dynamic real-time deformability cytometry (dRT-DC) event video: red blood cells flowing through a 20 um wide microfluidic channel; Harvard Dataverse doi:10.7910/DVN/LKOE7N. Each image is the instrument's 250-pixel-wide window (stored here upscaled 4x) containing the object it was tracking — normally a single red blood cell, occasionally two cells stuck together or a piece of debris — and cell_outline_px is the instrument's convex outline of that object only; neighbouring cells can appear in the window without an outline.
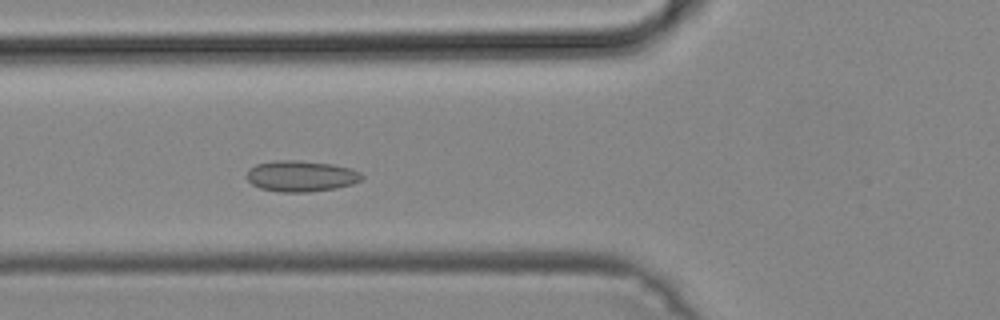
{"species": "common noctule bat (a hibernating species)", "species_latin": "Nyctalus noctula", "temperature_condition": "cold", "stored_images_in_passage": 49, "camera_frame_rate_fps": 3000, "um_per_image_px": 0.085, "animal": {"sex": "male", "body_mass_g": 19.2, "forearm_length_mm": 51.8}, "frame": {"image": 1, "passage_image": 18, "time_ms": 5.667, "image_size_px": [1000, 320], "cell_outline_px": [[364, 176], [360, 180], [352, 184], [336, 188], [308, 192], [280, 192], [260, 188], [252, 184], [244, 176], [248, 168], [256, 164], [276, 160], [296, 160], [332, 164], [352, 168], [360, 172]], "centroid_in_image_um": [25.56, 14.96], "position_along_channel_um": 100.2, "area_um2": 20.98}}
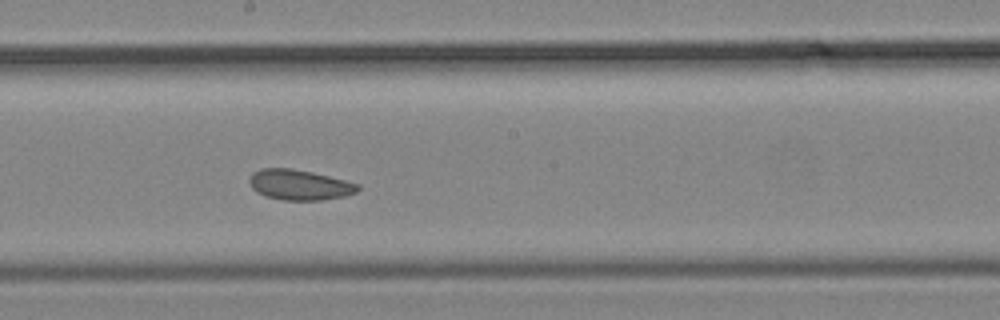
{"frame": {"image": 2, "passage_image": 27, "time_ms": 8.667, "image_size_px": [1000, 320], "cell_outline_px": [[360, 188], [356, 192], [344, 196], [324, 200], [284, 200], [264, 196], [256, 192], [252, 188], [248, 180], [252, 172], [260, 168], [292, 168], [312, 172], [360, 184]], "centroid_in_image_um": [25.42, 15.71], "position_along_channel_um": 222.8, "area_um2": 19.31}}
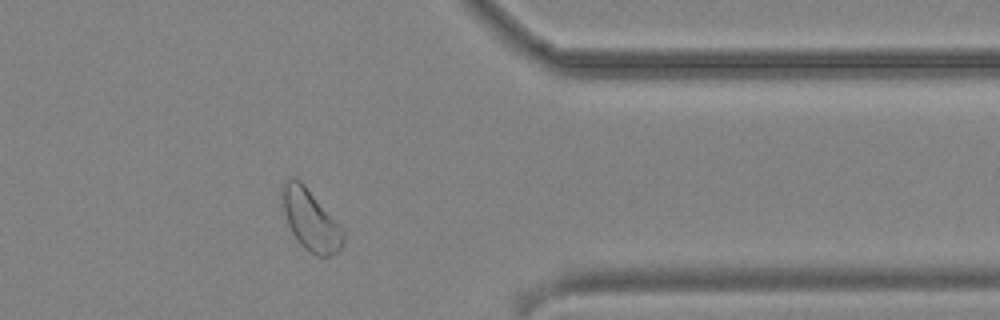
{"frame": {"image": 3, "passage_image": 40, "time_ms": 13.0, "image_size_px": [1000, 320], "cell_outline_px": [[344, 244], [336, 252], [328, 256], [316, 256], [304, 248], [300, 244], [292, 232], [288, 224], [284, 212], [280, 192], [284, 184], [292, 176], [296, 176], [304, 184], [340, 224], [344, 232]], "centroid_in_image_um": [26.4, 18.68], "position_along_channel_um": 385.0, "area_um2": 21.68}}